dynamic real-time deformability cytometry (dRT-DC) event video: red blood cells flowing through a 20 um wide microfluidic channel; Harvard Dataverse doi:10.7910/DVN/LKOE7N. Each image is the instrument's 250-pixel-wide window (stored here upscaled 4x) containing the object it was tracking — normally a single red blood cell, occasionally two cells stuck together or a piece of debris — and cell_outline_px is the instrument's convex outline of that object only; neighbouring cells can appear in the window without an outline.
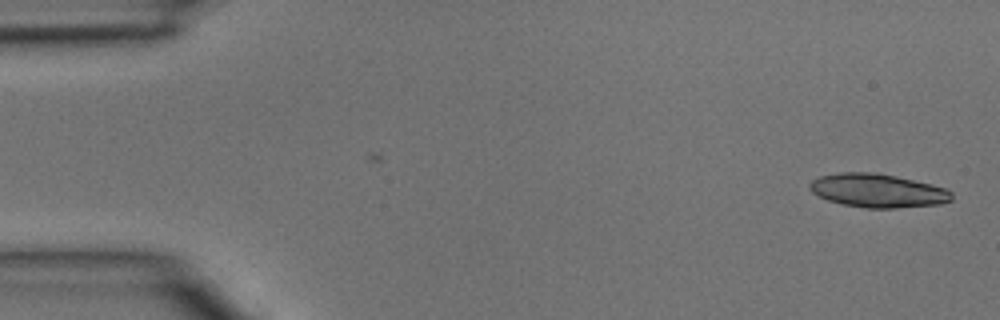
{"species": "common noctule bat (a hibernating species)", "species_latin": "Nyctalus noctula", "temperature_condition": "room temperature", "stored_images_in_passage": 2, "camera_frame_rate_fps": 3000, "um_per_image_px": 0.085, "animal": {"sex": "male", "body_mass_g": 15.6}, "frame": {"image": 1, "passage_image": 2, "time_ms": 0.333, "image_size_px": [1000, 320], "cell_outline_px": [[952, 200], [940, 204], [896, 208], [864, 208], [840, 204], [816, 196], [808, 188], [808, 184], [812, 180], [820, 176], [840, 172], [876, 172], [896, 176], [932, 184], [944, 188], [952, 192]], "centroid_in_image_um": [74.57, 16.2], "position_along_channel_um": 10.4, "area_um2": 28.09}}